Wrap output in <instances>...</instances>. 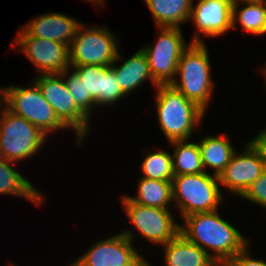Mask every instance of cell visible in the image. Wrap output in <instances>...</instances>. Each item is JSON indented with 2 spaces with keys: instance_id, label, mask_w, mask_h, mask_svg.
I'll return each instance as SVG.
<instances>
[{
  "instance_id": "6da1fadb",
  "label": "cell",
  "mask_w": 266,
  "mask_h": 266,
  "mask_svg": "<svg viewBox=\"0 0 266 266\" xmlns=\"http://www.w3.org/2000/svg\"><path fill=\"white\" fill-rule=\"evenodd\" d=\"M183 220L180 233L203 249L217 265H224L250 243L236 227L219 215L218 209L193 213Z\"/></svg>"
},
{
  "instance_id": "7a4b0ae2",
  "label": "cell",
  "mask_w": 266,
  "mask_h": 266,
  "mask_svg": "<svg viewBox=\"0 0 266 266\" xmlns=\"http://www.w3.org/2000/svg\"><path fill=\"white\" fill-rule=\"evenodd\" d=\"M156 90L157 120L167 141L190 140L205 111L170 84L158 85Z\"/></svg>"
},
{
  "instance_id": "3957f363",
  "label": "cell",
  "mask_w": 266,
  "mask_h": 266,
  "mask_svg": "<svg viewBox=\"0 0 266 266\" xmlns=\"http://www.w3.org/2000/svg\"><path fill=\"white\" fill-rule=\"evenodd\" d=\"M170 85L207 112L214 82L212 81L211 63L205 43H191L182 53L177 65L175 79Z\"/></svg>"
},
{
  "instance_id": "277c9868",
  "label": "cell",
  "mask_w": 266,
  "mask_h": 266,
  "mask_svg": "<svg viewBox=\"0 0 266 266\" xmlns=\"http://www.w3.org/2000/svg\"><path fill=\"white\" fill-rule=\"evenodd\" d=\"M219 184V177L207 172L174 176L173 206L178 207L182 219L193 213L217 210L224 200Z\"/></svg>"
},
{
  "instance_id": "5b68a950",
  "label": "cell",
  "mask_w": 266,
  "mask_h": 266,
  "mask_svg": "<svg viewBox=\"0 0 266 266\" xmlns=\"http://www.w3.org/2000/svg\"><path fill=\"white\" fill-rule=\"evenodd\" d=\"M39 128L7 108L0 116V157L17 163L35 155L47 139Z\"/></svg>"
},
{
  "instance_id": "8992f818",
  "label": "cell",
  "mask_w": 266,
  "mask_h": 266,
  "mask_svg": "<svg viewBox=\"0 0 266 266\" xmlns=\"http://www.w3.org/2000/svg\"><path fill=\"white\" fill-rule=\"evenodd\" d=\"M117 39L105 26L81 24L69 46L70 66H111L120 49Z\"/></svg>"
},
{
  "instance_id": "52a82bcc",
  "label": "cell",
  "mask_w": 266,
  "mask_h": 266,
  "mask_svg": "<svg viewBox=\"0 0 266 266\" xmlns=\"http://www.w3.org/2000/svg\"><path fill=\"white\" fill-rule=\"evenodd\" d=\"M7 109L31 122L47 136L56 130H68L34 81L29 88L7 86Z\"/></svg>"
},
{
  "instance_id": "ba28073f",
  "label": "cell",
  "mask_w": 266,
  "mask_h": 266,
  "mask_svg": "<svg viewBox=\"0 0 266 266\" xmlns=\"http://www.w3.org/2000/svg\"><path fill=\"white\" fill-rule=\"evenodd\" d=\"M34 81L42 91L44 98L54 109L59 120L76 133V144L85 140L90 129V120L76 107L74 98L68 91L61 73L39 74Z\"/></svg>"
},
{
  "instance_id": "9c48e42d",
  "label": "cell",
  "mask_w": 266,
  "mask_h": 266,
  "mask_svg": "<svg viewBox=\"0 0 266 266\" xmlns=\"http://www.w3.org/2000/svg\"><path fill=\"white\" fill-rule=\"evenodd\" d=\"M159 36L153 46H143L154 81L158 85H168L176 75L182 53L189 47L181 28H157ZM160 30V31H159Z\"/></svg>"
},
{
  "instance_id": "30bf717a",
  "label": "cell",
  "mask_w": 266,
  "mask_h": 266,
  "mask_svg": "<svg viewBox=\"0 0 266 266\" xmlns=\"http://www.w3.org/2000/svg\"><path fill=\"white\" fill-rule=\"evenodd\" d=\"M135 234L129 229L97 241L72 266H145L148 261L134 248ZM133 244V245H132Z\"/></svg>"
},
{
  "instance_id": "8fae6325",
  "label": "cell",
  "mask_w": 266,
  "mask_h": 266,
  "mask_svg": "<svg viewBox=\"0 0 266 266\" xmlns=\"http://www.w3.org/2000/svg\"><path fill=\"white\" fill-rule=\"evenodd\" d=\"M121 202L129 220L149 242L165 245L180 233L181 224L174 220L170 209L136 204L125 194Z\"/></svg>"
},
{
  "instance_id": "7c38bea8",
  "label": "cell",
  "mask_w": 266,
  "mask_h": 266,
  "mask_svg": "<svg viewBox=\"0 0 266 266\" xmlns=\"http://www.w3.org/2000/svg\"><path fill=\"white\" fill-rule=\"evenodd\" d=\"M13 47L18 46L19 52L37 67L40 74L63 73L71 68L69 61V46L63 43L30 36L20 27Z\"/></svg>"
},
{
  "instance_id": "4fadbf2b",
  "label": "cell",
  "mask_w": 266,
  "mask_h": 266,
  "mask_svg": "<svg viewBox=\"0 0 266 266\" xmlns=\"http://www.w3.org/2000/svg\"><path fill=\"white\" fill-rule=\"evenodd\" d=\"M244 147L240 154L234 153L219 175L220 186L238 197L266 170V161L260 152L250 142Z\"/></svg>"
},
{
  "instance_id": "5bb4252c",
  "label": "cell",
  "mask_w": 266,
  "mask_h": 266,
  "mask_svg": "<svg viewBox=\"0 0 266 266\" xmlns=\"http://www.w3.org/2000/svg\"><path fill=\"white\" fill-rule=\"evenodd\" d=\"M194 5L189 17L196 29L191 43H203L201 33L213 38L232 29L233 0H199Z\"/></svg>"
},
{
  "instance_id": "9a60e30c",
  "label": "cell",
  "mask_w": 266,
  "mask_h": 266,
  "mask_svg": "<svg viewBox=\"0 0 266 266\" xmlns=\"http://www.w3.org/2000/svg\"><path fill=\"white\" fill-rule=\"evenodd\" d=\"M72 68L78 73L86 92L95 100L96 107L108 106L126 97L111 66L80 65Z\"/></svg>"
},
{
  "instance_id": "2e32d148",
  "label": "cell",
  "mask_w": 266,
  "mask_h": 266,
  "mask_svg": "<svg viewBox=\"0 0 266 266\" xmlns=\"http://www.w3.org/2000/svg\"><path fill=\"white\" fill-rule=\"evenodd\" d=\"M81 21L62 13H47L30 20L22 28L30 35L37 38L54 40L70 46Z\"/></svg>"
},
{
  "instance_id": "e0dca14e",
  "label": "cell",
  "mask_w": 266,
  "mask_h": 266,
  "mask_svg": "<svg viewBox=\"0 0 266 266\" xmlns=\"http://www.w3.org/2000/svg\"><path fill=\"white\" fill-rule=\"evenodd\" d=\"M121 59L122 56L119 51L116 61L111 65V69L115 72L116 80L126 96L142 86L147 79L151 80L155 87L158 86L152 77L147 56L142 49H139L126 61L124 60L120 66H116L115 63H118Z\"/></svg>"
},
{
  "instance_id": "ac0fdd59",
  "label": "cell",
  "mask_w": 266,
  "mask_h": 266,
  "mask_svg": "<svg viewBox=\"0 0 266 266\" xmlns=\"http://www.w3.org/2000/svg\"><path fill=\"white\" fill-rule=\"evenodd\" d=\"M162 247L165 266H217L203 249L188 241L181 233Z\"/></svg>"
},
{
  "instance_id": "d6986e66",
  "label": "cell",
  "mask_w": 266,
  "mask_h": 266,
  "mask_svg": "<svg viewBox=\"0 0 266 266\" xmlns=\"http://www.w3.org/2000/svg\"><path fill=\"white\" fill-rule=\"evenodd\" d=\"M230 140L227 135H209L198 142L205 172H208L206 168H212L213 175L219 177L224 171L236 152Z\"/></svg>"
},
{
  "instance_id": "ffe728a7",
  "label": "cell",
  "mask_w": 266,
  "mask_h": 266,
  "mask_svg": "<svg viewBox=\"0 0 266 266\" xmlns=\"http://www.w3.org/2000/svg\"><path fill=\"white\" fill-rule=\"evenodd\" d=\"M157 28H180L189 22L193 0H144Z\"/></svg>"
},
{
  "instance_id": "44dd1931",
  "label": "cell",
  "mask_w": 266,
  "mask_h": 266,
  "mask_svg": "<svg viewBox=\"0 0 266 266\" xmlns=\"http://www.w3.org/2000/svg\"><path fill=\"white\" fill-rule=\"evenodd\" d=\"M12 161L0 157V194L25 198L38 205L44 202V194L36 189L15 168Z\"/></svg>"
},
{
  "instance_id": "7402d4cb",
  "label": "cell",
  "mask_w": 266,
  "mask_h": 266,
  "mask_svg": "<svg viewBox=\"0 0 266 266\" xmlns=\"http://www.w3.org/2000/svg\"><path fill=\"white\" fill-rule=\"evenodd\" d=\"M137 195L127 196L132 202L161 209L171 208L173 202L172 181L140 178Z\"/></svg>"
},
{
  "instance_id": "603a6c76",
  "label": "cell",
  "mask_w": 266,
  "mask_h": 266,
  "mask_svg": "<svg viewBox=\"0 0 266 266\" xmlns=\"http://www.w3.org/2000/svg\"><path fill=\"white\" fill-rule=\"evenodd\" d=\"M190 140H175L169 142L174 148L172 154L173 173L178 175H192L205 172L198 142Z\"/></svg>"
},
{
  "instance_id": "cb8c5ba5",
  "label": "cell",
  "mask_w": 266,
  "mask_h": 266,
  "mask_svg": "<svg viewBox=\"0 0 266 266\" xmlns=\"http://www.w3.org/2000/svg\"><path fill=\"white\" fill-rule=\"evenodd\" d=\"M239 5L241 4L238 2H233L232 5V29L239 22L245 32L257 36L266 34V4L243 3L241 10Z\"/></svg>"
},
{
  "instance_id": "d4e9b609",
  "label": "cell",
  "mask_w": 266,
  "mask_h": 266,
  "mask_svg": "<svg viewBox=\"0 0 266 266\" xmlns=\"http://www.w3.org/2000/svg\"><path fill=\"white\" fill-rule=\"evenodd\" d=\"M145 156L141 163L143 178L172 181L174 177L172 154L165 150H157L147 152Z\"/></svg>"
},
{
  "instance_id": "484cf974",
  "label": "cell",
  "mask_w": 266,
  "mask_h": 266,
  "mask_svg": "<svg viewBox=\"0 0 266 266\" xmlns=\"http://www.w3.org/2000/svg\"><path fill=\"white\" fill-rule=\"evenodd\" d=\"M69 69L70 68L61 74L64 77L68 91L74 98L76 107L90 120L93 113L92 109L96 107V102L91 95L86 92L78 73L74 69L72 73H70Z\"/></svg>"
},
{
  "instance_id": "4316f807",
  "label": "cell",
  "mask_w": 266,
  "mask_h": 266,
  "mask_svg": "<svg viewBox=\"0 0 266 266\" xmlns=\"http://www.w3.org/2000/svg\"><path fill=\"white\" fill-rule=\"evenodd\" d=\"M266 208V170L240 196Z\"/></svg>"
},
{
  "instance_id": "83f0119b",
  "label": "cell",
  "mask_w": 266,
  "mask_h": 266,
  "mask_svg": "<svg viewBox=\"0 0 266 266\" xmlns=\"http://www.w3.org/2000/svg\"><path fill=\"white\" fill-rule=\"evenodd\" d=\"M249 244H247L240 252L234 257L229 259L224 266H266V261L254 259L249 252Z\"/></svg>"
},
{
  "instance_id": "f1b7e54d",
  "label": "cell",
  "mask_w": 266,
  "mask_h": 266,
  "mask_svg": "<svg viewBox=\"0 0 266 266\" xmlns=\"http://www.w3.org/2000/svg\"><path fill=\"white\" fill-rule=\"evenodd\" d=\"M258 132L249 142L260 152L262 158L266 161V128Z\"/></svg>"
},
{
  "instance_id": "f546056e",
  "label": "cell",
  "mask_w": 266,
  "mask_h": 266,
  "mask_svg": "<svg viewBox=\"0 0 266 266\" xmlns=\"http://www.w3.org/2000/svg\"><path fill=\"white\" fill-rule=\"evenodd\" d=\"M2 105H4L5 107ZM3 107H4V109H3ZM6 108H7V86L3 87V88L0 87V116L3 114V112L6 110Z\"/></svg>"
},
{
  "instance_id": "4dcf8cb0",
  "label": "cell",
  "mask_w": 266,
  "mask_h": 266,
  "mask_svg": "<svg viewBox=\"0 0 266 266\" xmlns=\"http://www.w3.org/2000/svg\"><path fill=\"white\" fill-rule=\"evenodd\" d=\"M233 2L242 3H251V4H266V0H233Z\"/></svg>"
},
{
  "instance_id": "1f68e13d",
  "label": "cell",
  "mask_w": 266,
  "mask_h": 266,
  "mask_svg": "<svg viewBox=\"0 0 266 266\" xmlns=\"http://www.w3.org/2000/svg\"><path fill=\"white\" fill-rule=\"evenodd\" d=\"M86 1H89V2H91V3L95 4V5H99V6H101V5L103 6L104 3H105V0H86Z\"/></svg>"
},
{
  "instance_id": "d6a6232c",
  "label": "cell",
  "mask_w": 266,
  "mask_h": 266,
  "mask_svg": "<svg viewBox=\"0 0 266 266\" xmlns=\"http://www.w3.org/2000/svg\"><path fill=\"white\" fill-rule=\"evenodd\" d=\"M262 69H263L262 73L265 75L264 76L265 77L264 79H265V84H266V64H265L264 68H262Z\"/></svg>"
}]
</instances>
